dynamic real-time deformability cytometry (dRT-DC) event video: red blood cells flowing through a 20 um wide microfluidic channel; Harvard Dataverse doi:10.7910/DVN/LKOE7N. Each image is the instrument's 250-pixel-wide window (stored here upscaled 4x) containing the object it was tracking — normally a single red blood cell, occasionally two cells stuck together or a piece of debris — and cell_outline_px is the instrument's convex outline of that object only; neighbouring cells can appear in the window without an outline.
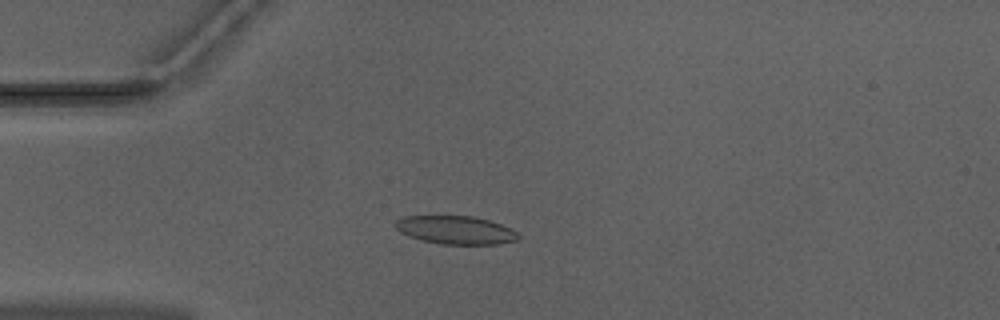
{"species": "Egyptian fruit bat (a non-hibernating species)", "species_latin": "Rousettus aegyptiacus", "temperature_condition": "warm", "stored_images_in_passage": 45, "camera_frame_rate_fps": 3000, "um_per_image_px": 0.085, "animal": {"sex": "male"}, "frame": {"image": 1, "passage_image": 7, "time_ms": 2.0, "image_size_px": [1000, 320], "cell_outline_px": [[520, 236], [516, 240], [500, 244], [440, 244], [420, 240], [408, 236], [400, 232], [392, 224], [396, 220], [404, 216], [472, 216], [488, 220], [512, 228]], "centroid_in_image_um": [38.7, 19.55], "position_along_channel_um": 46.3, "area_um2": 20.35}}
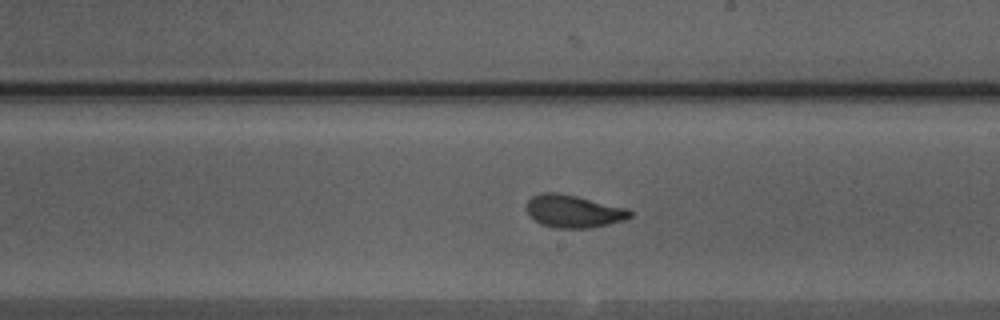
{"frame": {"image": 2, "passage_image": 23, "time_ms": 7.333, "image_size_px": [1000, 320], "cell_outline_px": [[632, 216], [624, 220], [608, 224], [588, 228], [556, 228], [540, 224], [528, 212], [528, 200], [532, 196], [540, 192], [556, 192], [576, 196], [628, 208], [632, 212]], "centroid_in_image_um": [48.77, 17.95], "position_along_channel_um": 240.2, "area_um2": 19.54}}
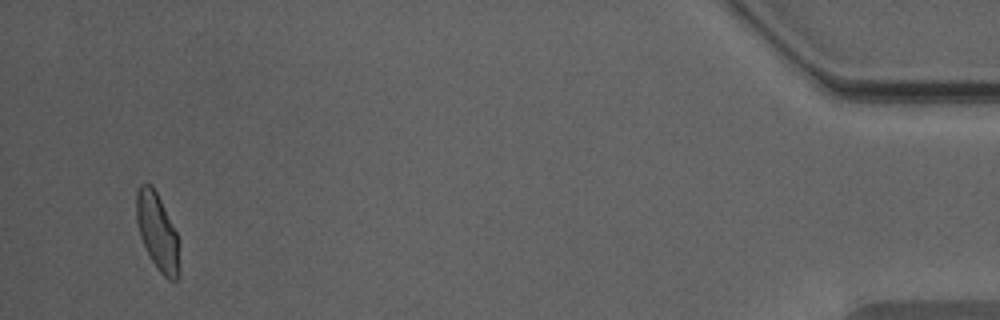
{"frame": {"image": 3, "passage_image": 43, "time_ms": 14.0, "image_size_px": [1000, 320], "cell_outline_px": [[180, 276], [176, 280], [168, 280], [156, 268], [140, 236], [136, 220], [136, 192], [140, 184], [152, 184], [176, 232], [180, 272]], "centroid_in_image_um": [13.37, 19.72], "position_along_channel_um": 421.8, "area_um2": 18.96}, "authors_computed_cell_mechanics": {"area_um2": 19.7098, "velocity_mm_per_s": 3.9724, "shape_relaxation_time_tau1_ms": 3.8115, "shape_relaxation_time_tau2_ms": 1.0595, "deformation_change_tau1": 0.1511, "deformation_change_tau2": 0.0621}}